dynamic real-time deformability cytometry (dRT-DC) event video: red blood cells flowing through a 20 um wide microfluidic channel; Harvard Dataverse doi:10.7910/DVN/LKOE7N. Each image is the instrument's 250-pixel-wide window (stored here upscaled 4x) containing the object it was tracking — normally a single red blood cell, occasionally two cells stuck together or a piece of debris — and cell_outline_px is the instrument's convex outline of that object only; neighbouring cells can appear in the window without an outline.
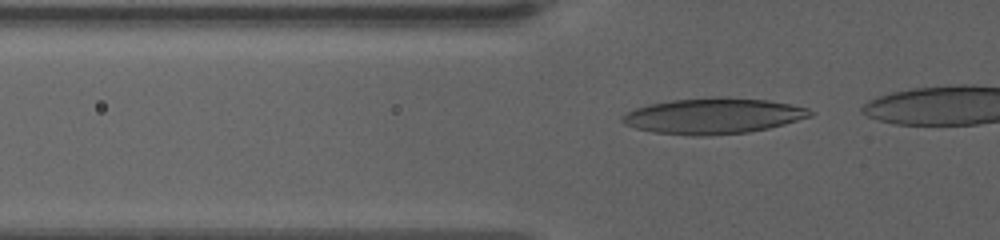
{"species": "human", "species_latin": "Homo sapiens", "temperature_condition": "warm", "stored_images_in_passage": 31, "camera_frame_rate_fps": 3000, "um_per_image_px": 0.085, "donor": {"sex": "female"}, "frame": {"image": 1, "passage_image": 9, "time_ms": 2.667, "image_size_px": [1000, 240], "cell_outline_px": [[816, 112], [812, 116], [784, 124], [768, 128], [748, 132], [704, 136], [692, 136], [652, 132], [636, 128], [624, 124], [620, 120], [628, 112], [636, 108], [652, 104], [672, 100], [768, 100], [808, 108]], "centroid_in_image_um": [60.63, 9.91], "position_along_channel_um": 65.2, "area_um2": 37.69}}
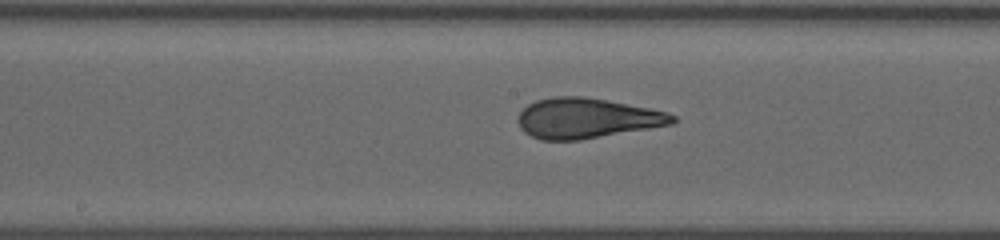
{"frame": {"image": 2, "passage_image": 21, "time_ms": 6.667, "image_size_px": [1000, 240], "cell_outline_px": [[676, 120], [672, 124], [580, 140], [540, 140], [524, 132], [520, 128], [516, 120], [520, 112], [528, 104], [536, 100], [552, 96], [584, 96], [648, 108], [668, 112], [676, 116]], "centroid_in_image_um": [49.83, 10.05], "position_along_channel_um": 198.4, "area_um2": 36.13}}
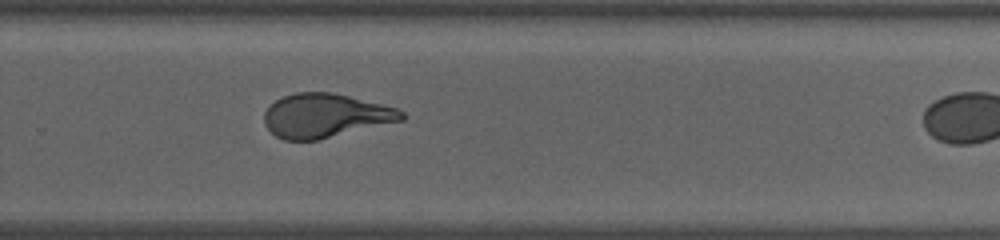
{"frame": {"image": 3, "passage_image": 30, "time_ms": 9.667, "image_size_px": [1000, 240], "cell_outline_px": [[404, 120], [316, 140], [284, 140], [276, 136], [264, 124], [264, 112], [276, 100], [284, 96], [296, 92], [332, 92], [396, 108], [404, 112]], "centroid_in_image_um": [27.63, 9.83], "position_along_channel_um": 302.2, "area_um2": 34.74}}